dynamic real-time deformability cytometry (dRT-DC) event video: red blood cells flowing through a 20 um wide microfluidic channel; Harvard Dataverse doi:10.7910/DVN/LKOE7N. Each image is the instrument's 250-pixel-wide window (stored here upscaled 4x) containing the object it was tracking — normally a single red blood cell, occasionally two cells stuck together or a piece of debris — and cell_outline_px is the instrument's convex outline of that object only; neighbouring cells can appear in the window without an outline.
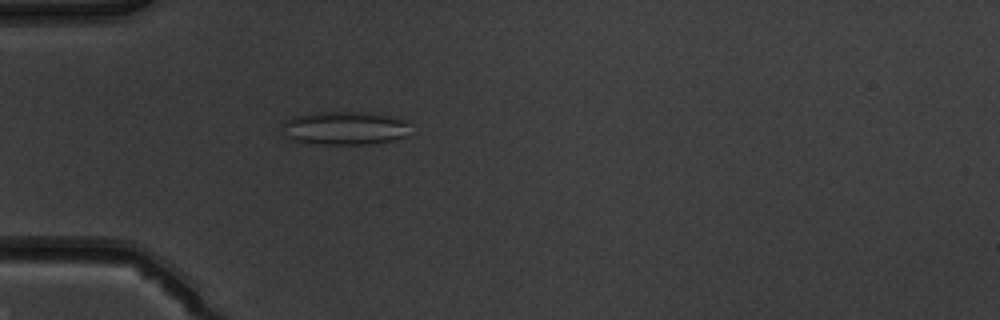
{"species": "common noctule bat (a hibernating species)", "species_latin": "Nyctalus noctula", "temperature_condition": "warm", "stored_images_in_passage": 51, "camera_frame_rate_fps": 3000, "um_per_image_px": 0.085, "animal": {"sex": "male", "body_mass_g": 19.5, "forearm_length_mm": 54.6}, "frame": {"image": 1, "passage_image": 15, "time_ms": 4.667, "image_size_px": [1000, 320], "cell_outline_px": [[408, 124], [404, 136], [392, 140], [376, 144], [324, 144], [292, 140], [284, 136], [280, 128], [280, 124], [284, 120], [292, 116], [312, 112], [372, 112], [404, 120]], "centroid_in_image_um": [29.19, 10.88], "position_along_channel_um": 55.8, "area_um2": 25.14}}
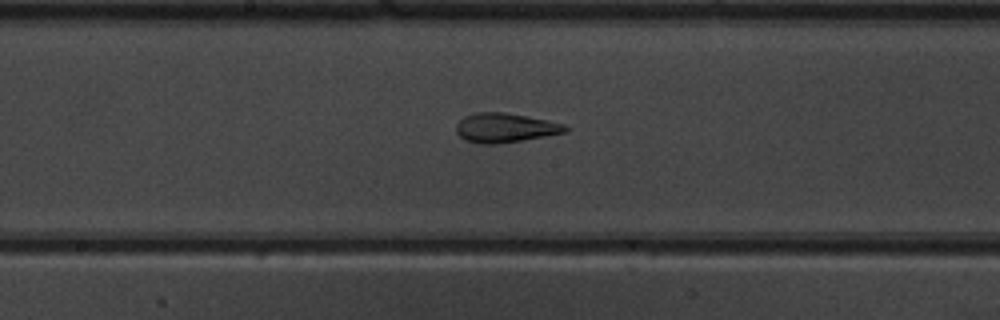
{"frame": {"image": 2, "passage_image": 27, "time_ms": 8.667, "image_size_px": [1000, 320], "cell_outline_px": [[568, 132], [524, 140], [496, 144], [480, 144], [464, 140], [456, 132], [456, 124], [464, 116], [476, 112], [504, 112], [564, 124], [568, 128]], "centroid_in_image_um": [42.9, 10.87], "position_along_channel_um": 205.3, "area_um2": 18.61}}
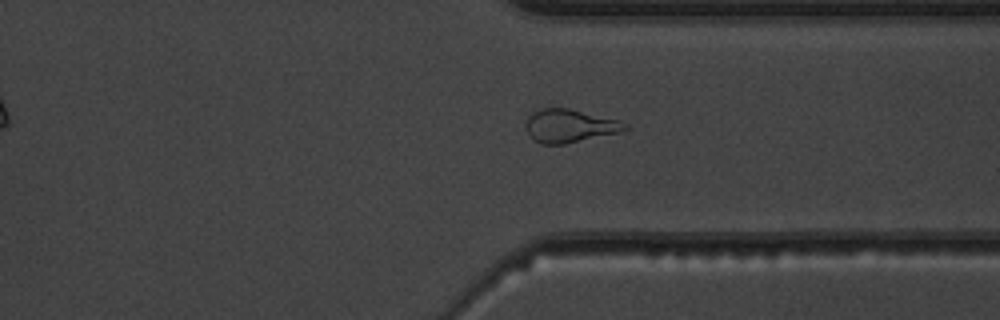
{"frame": {"image": 3, "passage_image": 39, "time_ms": 12.667, "image_size_px": [1000, 320], "cell_outline_px": [[628, 128], [620, 132], [564, 144], [540, 144], [532, 140], [528, 132], [528, 116], [532, 112], [544, 108], [568, 108], [620, 120], [628, 124]], "centroid_in_image_um": [48.44, 10.7], "position_along_channel_um": 363.0, "area_um2": 19.02}, "authors_computed_cell_mechanics": {"area_um2": 21.2126, "velocity_mm_per_s": 3.9497, "shape_relaxation_time_tau1_ms": null, "shape_relaxation_time_tau2_ms": 2.1316, "deformation_change_tau1": null, "deformation_change_tau2": 0.1125}}